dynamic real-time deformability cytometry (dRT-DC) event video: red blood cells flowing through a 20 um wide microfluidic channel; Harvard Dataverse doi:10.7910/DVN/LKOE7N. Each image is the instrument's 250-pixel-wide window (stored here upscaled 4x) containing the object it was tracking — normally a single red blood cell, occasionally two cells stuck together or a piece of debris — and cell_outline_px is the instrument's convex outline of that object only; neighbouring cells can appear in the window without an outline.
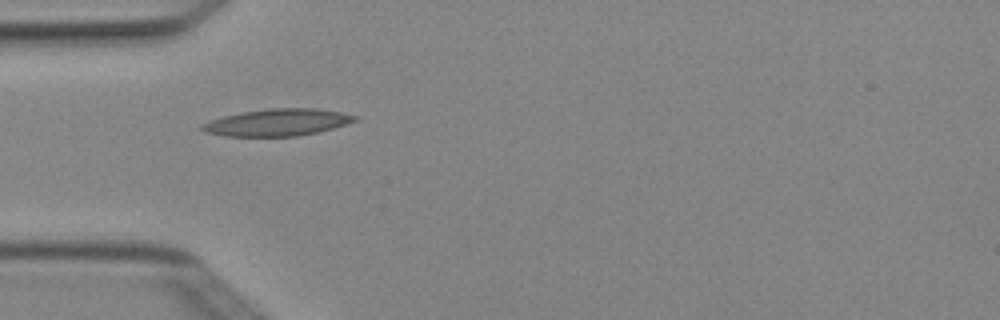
{"species": "Egyptian fruit bat (a non-hibernating species)", "species_latin": "Rousettus aegyptiacus", "temperature_condition": "cold", "stored_images_in_passage": 5, "camera_frame_rate_fps": 3000, "um_per_image_px": 0.085, "animal": {"sex": "female"}, "frame": {"image": 1, "passage_image": 4, "time_ms": 1.0, "image_size_px": [1000, 320], "cell_outline_px": [[360, 120], [332, 128], [300, 136], [224, 136], [204, 132], [200, 128], [200, 124], [208, 120], [240, 112], [268, 108], [316, 108], [340, 112], [360, 116]], "centroid_in_image_um": [23.57, 10.4], "position_along_channel_um": 61.4, "area_um2": 24.28}}
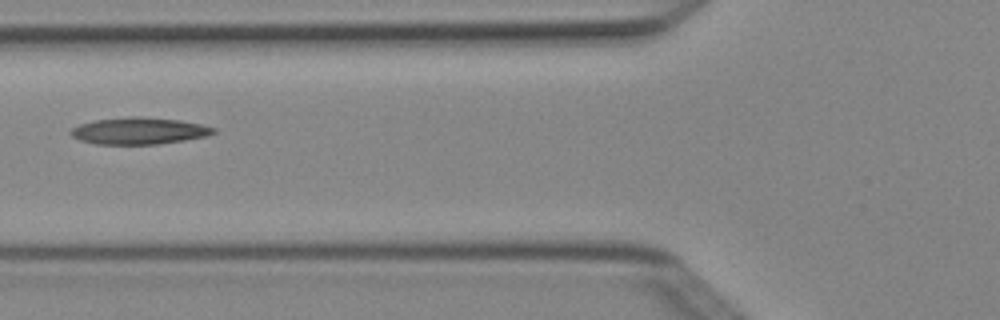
{"frame": {"image": 2, "passage_image": 5, "time_ms": 1.333, "image_size_px": [1000, 320], "cell_outline_px": [[216, 132], [208, 136], [184, 140], [156, 144], [96, 144], [80, 140], [72, 136], [68, 132], [72, 128], [80, 124], [96, 120], [132, 116], [140, 116], [180, 120], [200, 124], [216, 128]], "centroid_in_image_um": [11.82, 11.12], "position_along_channel_um": 114.0, "area_um2": 22.25}}